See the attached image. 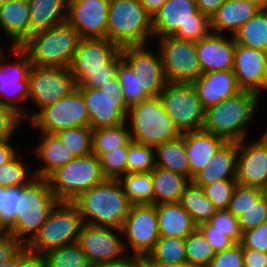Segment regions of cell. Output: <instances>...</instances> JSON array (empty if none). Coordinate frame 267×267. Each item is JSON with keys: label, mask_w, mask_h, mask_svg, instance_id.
I'll list each match as a JSON object with an SVG mask.
<instances>
[{"label": "cell", "mask_w": 267, "mask_h": 267, "mask_svg": "<svg viewBox=\"0 0 267 267\" xmlns=\"http://www.w3.org/2000/svg\"><path fill=\"white\" fill-rule=\"evenodd\" d=\"M82 225L77 206L73 202L59 201L27 248L43 255L52 249L75 243Z\"/></svg>", "instance_id": "10"}, {"label": "cell", "mask_w": 267, "mask_h": 267, "mask_svg": "<svg viewBox=\"0 0 267 267\" xmlns=\"http://www.w3.org/2000/svg\"><path fill=\"white\" fill-rule=\"evenodd\" d=\"M244 267H267V253L243 248Z\"/></svg>", "instance_id": "57"}, {"label": "cell", "mask_w": 267, "mask_h": 267, "mask_svg": "<svg viewBox=\"0 0 267 267\" xmlns=\"http://www.w3.org/2000/svg\"><path fill=\"white\" fill-rule=\"evenodd\" d=\"M262 189H263V195L267 198V183Z\"/></svg>", "instance_id": "67"}, {"label": "cell", "mask_w": 267, "mask_h": 267, "mask_svg": "<svg viewBox=\"0 0 267 267\" xmlns=\"http://www.w3.org/2000/svg\"><path fill=\"white\" fill-rule=\"evenodd\" d=\"M208 267H244L241 243H235L228 249L216 252Z\"/></svg>", "instance_id": "52"}, {"label": "cell", "mask_w": 267, "mask_h": 267, "mask_svg": "<svg viewBox=\"0 0 267 267\" xmlns=\"http://www.w3.org/2000/svg\"><path fill=\"white\" fill-rule=\"evenodd\" d=\"M229 37L210 32L195 43L202 73L233 69L235 42L232 36Z\"/></svg>", "instance_id": "23"}, {"label": "cell", "mask_w": 267, "mask_h": 267, "mask_svg": "<svg viewBox=\"0 0 267 267\" xmlns=\"http://www.w3.org/2000/svg\"><path fill=\"white\" fill-rule=\"evenodd\" d=\"M58 202L47 178L36 177L29 184L18 186V208L14 223L6 232L27 246Z\"/></svg>", "instance_id": "3"}, {"label": "cell", "mask_w": 267, "mask_h": 267, "mask_svg": "<svg viewBox=\"0 0 267 267\" xmlns=\"http://www.w3.org/2000/svg\"><path fill=\"white\" fill-rule=\"evenodd\" d=\"M6 191V188L0 185V208H2L3 193Z\"/></svg>", "instance_id": "65"}, {"label": "cell", "mask_w": 267, "mask_h": 267, "mask_svg": "<svg viewBox=\"0 0 267 267\" xmlns=\"http://www.w3.org/2000/svg\"><path fill=\"white\" fill-rule=\"evenodd\" d=\"M200 231H219L225 233L234 243H241L242 232L239 220L228 210H218L208 222L198 225Z\"/></svg>", "instance_id": "42"}, {"label": "cell", "mask_w": 267, "mask_h": 267, "mask_svg": "<svg viewBox=\"0 0 267 267\" xmlns=\"http://www.w3.org/2000/svg\"><path fill=\"white\" fill-rule=\"evenodd\" d=\"M153 205L180 202L190 180L182 174L155 167L152 171Z\"/></svg>", "instance_id": "32"}, {"label": "cell", "mask_w": 267, "mask_h": 267, "mask_svg": "<svg viewBox=\"0 0 267 267\" xmlns=\"http://www.w3.org/2000/svg\"><path fill=\"white\" fill-rule=\"evenodd\" d=\"M42 256L44 267H90L77 242L52 249Z\"/></svg>", "instance_id": "39"}, {"label": "cell", "mask_w": 267, "mask_h": 267, "mask_svg": "<svg viewBox=\"0 0 267 267\" xmlns=\"http://www.w3.org/2000/svg\"><path fill=\"white\" fill-rule=\"evenodd\" d=\"M155 206L159 237L186 238L198 228L180 202L162 203Z\"/></svg>", "instance_id": "29"}, {"label": "cell", "mask_w": 267, "mask_h": 267, "mask_svg": "<svg viewBox=\"0 0 267 267\" xmlns=\"http://www.w3.org/2000/svg\"><path fill=\"white\" fill-rule=\"evenodd\" d=\"M156 38L173 36L180 40L199 42L210 32V18L197 10L195 0H166L152 16Z\"/></svg>", "instance_id": "5"}, {"label": "cell", "mask_w": 267, "mask_h": 267, "mask_svg": "<svg viewBox=\"0 0 267 267\" xmlns=\"http://www.w3.org/2000/svg\"><path fill=\"white\" fill-rule=\"evenodd\" d=\"M126 120L129 121L127 124H130L132 141L153 148L176 140L182 135L165 112L160 96H150L130 106Z\"/></svg>", "instance_id": "8"}, {"label": "cell", "mask_w": 267, "mask_h": 267, "mask_svg": "<svg viewBox=\"0 0 267 267\" xmlns=\"http://www.w3.org/2000/svg\"><path fill=\"white\" fill-rule=\"evenodd\" d=\"M180 204L197 224L208 222L217 213L216 206L205 196L203 187L190 181L182 193Z\"/></svg>", "instance_id": "34"}, {"label": "cell", "mask_w": 267, "mask_h": 267, "mask_svg": "<svg viewBox=\"0 0 267 267\" xmlns=\"http://www.w3.org/2000/svg\"><path fill=\"white\" fill-rule=\"evenodd\" d=\"M197 10L207 15L209 18L220 8L227 0H195Z\"/></svg>", "instance_id": "59"}, {"label": "cell", "mask_w": 267, "mask_h": 267, "mask_svg": "<svg viewBox=\"0 0 267 267\" xmlns=\"http://www.w3.org/2000/svg\"><path fill=\"white\" fill-rule=\"evenodd\" d=\"M232 71L241 91L261 96L267 89V52L235 43Z\"/></svg>", "instance_id": "21"}, {"label": "cell", "mask_w": 267, "mask_h": 267, "mask_svg": "<svg viewBox=\"0 0 267 267\" xmlns=\"http://www.w3.org/2000/svg\"><path fill=\"white\" fill-rule=\"evenodd\" d=\"M237 143L236 181L263 188L267 183V147L260 138Z\"/></svg>", "instance_id": "22"}, {"label": "cell", "mask_w": 267, "mask_h": 267, "mask_svg": "<svg viewBox=\"0 0 267 267\" xmlns=\"http://www.w3.org/2000/svg\"><path fill=\"white\" fill-rule=\"evenodd\" d=\"M84 100L92 129L117 126L128 122L130 106L126 103L117 76L97 88L77 87Z\"/></svg>", "instance_id": "11"}, {"label": "cell", "mask_w": 267, "mask_h": 267, "mask_svg": "<svg viewBox=\"0 0 267 267\" xmlns=\"http://www.w3.org/2000/svg\"><path fill=\"white\" fill-rule=\"evenodd\" d=\"M201 232L205 236L207 241L210 243L215 253L228 249L235 244L230 238L225 235V233H221L219 231Z\"/></svg>", "instance_id": "56"}, {"label": "cell", "mask_w": 267, "mask_h": 267, "mask_svg": "<svg viewBox=\"0 0 267 267\" xmlns=\"http://www.w3.org/2000/svg\"><path fill=\"white\" fill-rule=\"evenodd\" d=\"M80 39L78 32L65 22L33 33L21 48L32 66L69 68Z\"/></svg>", "instance_id": "6"}, {"label": "cell", "mask_w": 267, "mask_h": 267, "mask_svg": "<svg viewBox=\"0 0 267 267\" xmlns=\"http://www.w3.org/2000/svg\"><path fill=\"white\" fill-rule=\"evenodd\" d=\"M122 60L120 48L108 38H81L69 70L77 87L99 89L116 76Z\"/></svg>", "instance_id": "1"}, {"label": "cell", "mask_w": 267, "mask_h": 267, "mask_svg": "<svg viewBox=\"0 0 267 267\" xmlns=\"http://www.w3.org/2000/svg\"><path fill=\"white\" fill-rule=\"evenodd\" d=\"M42 133L41 142L35 147L37 158L44 162L43 166L35 169L36 177L47 178L53 171L66 165L75 156L63 145L55 133Z\"/></svg>", "instance_id": "30"}, {"label": "cell", "mask_w": 267, "mask_h": 267, "mask_svg": "<svg viewBox=\"0 0 267 267\" xmlns=\"http://www.w3.org/2000/svg\"><path fill=\"white\" fill-rule=\"evenodd\" d=\"M128 145L103 153L100 157L101 170L106 179H119L127 173Z\"/></svg>", "instance_id": "47"}, {"label": "cell", "mask_w": 267, "mask_h": 267, "mask_svg": "<svg viewBox=\"0 0 267 267\" xmlns=\"http://www.w3.org/2000/svg\"><path fill=\"white\" fill-rule=\"evenodd\" d=\"M192 85L205 110L241 91L232 70L203 73Z\"/></svg>", "instance_id": "24"}, {"label": "cell", "mask_w": 267, "mask_h": 267, "mask_svg": "<svg viewBox=\"0 0 267 267\" xmlns=\"http://www.w3.org/2000/svg\"><path fill=\"white\" fill-rule=\"evenodd\" d=\"M24 245L9 233L0 231V264L12 259Z\"/></svg>", "instance_id": "54"}, {"label": "cell", "mask_w": 267, "mask_h": 267, "mask_svg": "<svg viewBox=\"0 0 267 267\" xmlns=\"http://www.w3.org/2000/svg\"><path fill=\"white\" fill-rule=\"evenodd\" d=\"M155 167V148L133 141L128 144L127 173L151 172Z\"/></svg>", "instance_id": "45"}, {"label": "cell", "mask_w": 267, "mask_h": 267, "mask_svg": "<svg viewBox=\"0 0 267 267\" xmlns=\"http://www.w3.org/2000/svg\"><path fill=\"white\" fill-rule=\"evenodd\" d=\"M248 1L256 3L262 9H264L267 6V0H248Z\"/></svg>", "instance_id": "64"}, {"label": "cell", "mask_w": 267, "mask_h": 267, "mask_svg": "<svg viewBox=\"0 0 267 267\" xmlns=\"http://www.w3.org/2000/svg\"><path fill=\"white\" fill-rule=\"evenodd\" d=\"M185 249V238L159 237L154 248L142 257V262L186 263Z\"/></svg>", "instance_id": "38"}, {"label": "cell", "mask_w": 267, "mask_h": 267, "mask_svg": "<svg viewBox=\"0 0 267 267\" xmlns=\"http://www.w3.org/2000/svg\"><path fill=\"white\" fill-rule=\"evenodd\" d=\"M30 123L45 133L89 126V115L81 91L75 88L54 104L44 107L30 120Z\"/></svg>", "instance_id": "15"}, {"label": "cell", "mask_w": 267, "mask_h": 267, "mask_svg": "<svg viewBox=\"0 0 267 267\" xmlns=\"http://www.w3.org/2000/svg\"><path fill=\"white\" fill-rule=\"evenodd\" d=\"M55 134L75 157L92 153V128L90 126L66 129Z\"/></svg>", "instance_id": "41"}, {"label": "cell", "mask_w": 267, "mask_h": 267, "mask_svg": "<svg viewBox=\"0 0 267 267\" xmlns=\"http://www.w3.org/2000/svg\"><path fill=\"white\" fill-rule=\"evenodd\" d=\"M9 1H12V0H0V5L5 4V3L9 2Z\"/></svg>", "instance_id": "68"}, {"label": "cell", "mask_w": 267, "mask_h": 267, "mask_svg": "<svg viewBox=\"0 0 267 267\" xmlns=\"http://www.w3.org/2000/svg\"><path fill=\"white\" fill-rule=\"evenodd\" d=\"M18 208V186L6 188L0 208V231L6 232L14 223Z\"/></svg>", "instance_id": "49"}, {"label": "cell", "mask_w": 267, "mask_h": 267, "mask_svg": "<svg viewBox=\"0 0 267 267\" xmlns=\"http://www.w3.org/2000/svg\"><path fill=\"white\" fill-rule=\"evenodd\" d=\"M118 181L132 205H153L151 172L126 173Z\"/></svg>", "instance_id": "37"}, {"label": "cell", "mask_w": 267, "mask_h": 267, "mask_svg": "<svg viewBox=\"0 0 267 267\" xmlns=\"http://www.w3.org/2000/svg\"><path fill=\"white\" fill-rule=\"evenodd\" d=\"M261 96L240 91L205 112L203 130L222 138L225 142H240L247 138L246 127L254 119Z\"/></svg>", "instance_id": "4"}, {"label": "cell", "mask_w": 267, "mask_h": 267, "mask_svg": "<svg viewBox=\"0 0 267 267\" xmlns=\"http://www.w3.org/2000/svg\"><path fill=\"white\" fill-rule=\"evenodd\" d=\"M259 138L264 142L267 147V131L265 132V134L263 133Z\"/></svg>", "instance_id": "66"}, {"label": "cell", "mask_w": 267, "mask_h": 267, "mask_svg": "<svg viewBox=\"0 0 267 267\" xmlns=\"http://www.w3.org/2000/svg\"><path fill=\"white\" fill-rule=\"evenodd\" d=\"M85 224L121 229L131 203L118 179H105L74 201Z\"/></svg>", "instance_id": "2"}, {"label": "cell", "mask_w": 267, "mask_h": 267, "mask_svg": "<svg viewBox=\"0 0 267 267\" xmlns=\"http://www.w3.org/2000/svg\"><path fill=\"white\" fill-rule=\"evenodd\" d=\"M148 45L128 46L120 49L123 60L134 71L142 89L149 96H160L167 80L163 71L160 53Z\"/></svg>", "instance_id": "19"}, {"label": "cell", "mask_w": 267, "mask_h": 267, "mask_svg": "<svg viewBox=\"0 0 267 267\" xmlns=\"http://www.w3.org/2000/svg\"><path fill=\"white\" fill-rule=\"evenodd\" d=\"M16 148L10 144V140L0 142V165L9 162L18 152Z\"/></svg>", "instance_id": "60"}, {"label": "cell", "mask_w": 267, "mask_h": 267, "mask_svg": "<svg viewBox=\"0 0 267 267\" xmlns=\"http://www.w3.org/2000/svg\"><path fill=\"white\" fill-rule=\"evenodd\" d=\"M262 10L256 3L248 0H227L210 18L211 32L234 33L249 19Z\"/></svg>", "instance_id": "27"}, {"label": "cell", "mask_w": 267, "mask_h": 267, "mask_svg": "<svg viewBox=\"0 0 267 267\" xmlns=\"http://www.w3.org/2000/svg\"><path fill=\"white\" fill-rule=\"evenodd\" d=\"M155 166L182 174L190 180L188 157L181 137L155 148Z\"/></svg>", "instance_id": "33"}, {"label": "cell", "mask_w": 267, "mask_h": 267, "mask_svg": "<svg viewBox=\"0 0 267 267\" xmlns=\"http://www.w3.org/2000/svg\"><path fill=\"white\" fill-rule=\"evenodd\" d=\"M9 52L16 61L3 63L6 56L3 49H0V105L15 109L25 120L30 113L22 109L23 106L21 107L19 102L29 100L28 75L32 64L21 47L11 46Z\"/></svg>", "instance_id": "13"}, {"label": "cell", "mask_w": 267, "mask_h": 267, "mask_svg": "<svg viewBox=\"0 0 267 267\" xmlns=\"http://www.w3.org/2000/svg\"><path fill=\"white\" fill-rule=\"evenodd\" d=\"M17 266V254L10 260L0 264V267H16Z\"/></svg>", "instance_id": "63"}, {"label": "cell", "mask_w": 267, "mask_h": 267, "mask_svg": "<svg viewBox=\"0 0 267 267\" xmlns=\"http://www.w3.org/2000/svg\"><path fill=\"white\" fill-rule=\"evenodd\" d=\"M131 141L127 122L117 126L92 129V153L98 158L103 153L127 146Z\"/></svg>", "instance_id": "36"}, {"label": "cell", "mask_w": 267, "mask_h": 267, "mask_svg": "<svg viewBox=\"0 0 267 267\" xmlns=\"http://www.w3.org/2000/svg\"><path fill=\"white\" fill-rule=\"evenodd\" d=\"M16 267H44L43 256L30 251L27 246H24L17 253Z\"/></svg>", "instance_id": "55"}, {"label": "cell", "mask_w": 267, "mask_h": 267, "mask_svg": "<svg viewBox=\"0 0 267 267\" xmlns=\"http://www.w3.org/2000/svg\"><path fill=\"white\" fill-rule=\"evenodd\" d=\"M127 256V257H126ZM142 263V257L137 255H125L123 258L95 263L90 265V267H138Z\"/></svg>", "instance_id": "58"}, {"label": "cell", "mask_w": 267, "mask_h": 267, "mask_svg": "<svg viewBox=\"0 0 267 267\" xmlns=\"http://www.w3.org/2000/svg\"><path fill=\"white\" fill-rule=\"evenodd\" d=\"M30 36L67 21L68 0H28Z\"/></svg>", "instance_id": "31"}, {"label": "cell", "mask_w": 267, "mask_h": 267, "mask_svg": "<svg viewBox=\"0 0 267 267\" xmlns=\"http://www.w3.org/2000/svg\"><path fill=\"white\" fill-rule=\"evenodd\" d=\"M147 267H192L187 263L173 264V263H160V262H143Z\"/></svg>", "instance_id": "62"}, {"label": "cell", "mask_w": 267, "mask_h": 267, "mask_svg": "<svg viewBox=\"0 0 267 267\" xmlns=\"http://www.w3.org/2000/svg\"><path fill=\"white\" fill-rule=\"evenodd\" d=\"M22 160L23 158L16 154L9 162L0 165V185L5 188L25 186L36 178L35 172L28 173Z\"/></svg>", "instance_id": "44"}, {"label": "cell", "mask_w": 267, "mask_h": 267, "mask_svg": "<svg viewBox=\"0 0 267 267\" xmlns=\"http://www.w3.org/2000/svg\"><path fill=\"white\" fill-rule=\"evenodd\" d=\"M236 186V180H219L203 186V190L218 210H227Z\"/></svg>", "instance_id": "48"}, {"label": "cell", "mask_w": 267, "mask_h": 267, "mask_svg": "<svg viewBox=\"0 0 267 267\" xmlns=\"http://www.w3.org/2000/svg\"><path fill=\"white\" fill-rule=\"evenodd\" d=\"M166 0H140L146 11L153 16Z\"/></svg>", "instance_id": "61"}, {"label": "cell", "mask_w": 267, "mask_h": 267, "mask_svg": "<svg viewBox=\"0 0 267 267\" xmlns=\"http://www.w3.org/2000/svg\"><path fill=\"white\" fill-rule=\"evenodd\" d=\"M104 177L100 160L93 153L75 157L48 177L49 186L59 201H74L81 193L102 183Z\"/></svg>", "instance_id": "9"}, {"label": "cell", "mask_w": 267, "mask_h": 267, "mask_svg": "<svg viewBox=\"0 0 267 267\" xmlns=\"http://www.w3.org/2000/svg\"><path fill=\"white\" fill-rule=\"evenodd\" d=\"M160 98L181 133L203 129L206 110L191 83L167 82Z\"/></svg>", "instance_id": "12"}, {"label": "cell", "mask_w": 267, "mask_h": 267, "mask_svg": "<svg viewBox=\"0 0 267 267\" xmlns=\"http://www.w3.org/2000/svg\"><path fill=\"white\" fill-rule=\"evenodd\" d=\"M186 263L192 267H208L215 256L210 243L197 228L185 238Z\"/></svg>", "instance_id": "40"}, {"label": "cell", "mask_w": 267, "mask_h": 267, "mask_svg": "<svg viewBox=\"0 0 267 267\" xmlns=\"http://www.w3.org/2000/svg\"><path fill=\"white\" fill-rule=\"evenodd\" d=\"M138 267H147L143 262Z\"/></svg>", "instance_id": "69"}, {"label": "cell", "mask_w": 267, "mask_h": 267, "mask_svg": "<svg viewBox=\"0 0 267 267\" xmlns=\"http://www.w3.org/2000/svg\"><path fill=\"white\" fill-rule=\"evenodd\" d=\"M184 141L190 169V181L210 161L217 149L225 142L222 138L202 130L184 132Z\"/></svg>", "instance_id": "26"}, {"label": "cell", "mask_w": 267, "mask_h": 267, "mask_svg": "<svg viewBox=\"0 0 267 267\" xmlns=\"http://www.w3.org/2000/svg\"><path fill=\"white\" fill-rule=\"evenodd\" d=\"M110 0H68L67 23L83 39L107 38Z\"/></svg>", "instance_id": "20"}, {"label": "cell", "mask_w": 267, "mask_h": 267, "mask_svg": "<svg viewBox=\"0 0 267 267\" xmlns=\"http://www.w3.org/2000/svg\"><path fill=\"white\" fill-rule=\"evenodd\" d=\"M232 37L238 45L267 52V12L262 9L245 22Z\"/></svg>", "instance_id": "35"}, {"label": "cell", "mask_w": 267, "mask_h": 267, "mask_svg": "<svg viewBox=\"0 0 267 267\" xmlns=\"http://www.w3.org/2000/svg\"><path fill=\"white\" fill-rule=\"evenodd\" d=\"M242 248L267 253V221L242 234Z\"/></svg>", "instance_id": "53"}, {"label": "cell", "mask_w": 267, "mask_h": 267, "mask_svg": "<svg viewBox=\"0 0 267 267\" xmlns=\"http://www.w3.org/2000/svg\"><path fill=\"white\" fill-rule=\"evenodd\" d=\"M29 100L38 111L33 112L30 121L41 109L54 104L77 88L69 68L31 66L29 71Z\"/></svg>", "instance_id": "16"}, {"label": "cell", "mask_w": 267, "mask_h": 267, "mask_svg": "<svg viewBox=\"0 0 267 267\" xmlns=\"http://www.w3.org/2000/svg\"><path fill=\"white\" fill-rule=\"evenodd\" d=\"M22 120L15 109L0 105V142L12 139Z\"/></svg>", "instance_id": "51"}, {"label": "cell", "mask_w": 267, "mask_h": 267, "mask_svg": "<svg viewBox=\"0 0 267 267\" xmlns=\"http://www.w3.org/2000/svg\"><path fill=\"white\" fill-rule=\"evenodd\" d=\"M121 231L126 238L123 240L125 250L130 246L133 251L131 254L146 256L159 240L156 206L131 205Z\"/></svg>", "instance_id": "17"}, {"label": "cell", "mask_w": 267, "mask_h": 267, "mask_svg": "<svg viewBox=\"0 0 267 267\" xmlns=\"http://www.w3.org/2000/svg\"><path fill=\"white\" fill-rule=\"evenodd\" d=\"M121 234V229L83 223L77 243L90 265L113 261L127 255Z\"/></svg>", "instance_id": "18"}, {"label": "cell", "mask_w": 267, "mask_h": 267, "mask_svg": "<svg viewBox=\"0 0 267 267\" xmlns=\"http://www.w3.org/2000/svg\"><path fill=\"white\" fill-rule=\"evenodd\" d=\"M153 36V37H152ZM154 38L152 16L140 0H110L107 38L120 49L147 45Z\"/></svg>", "instance_id": "7"}, {"label": "cell", "mask_w": 267, "mask_h": 267, "mask_svg": "<svg viewBox=\"0 0 267 267\" xmlns=\"http://www.w3.org/2000/svg\"><path fill=\"white\" fill-rule=\"evenodd\" d=\"M237 143L224 142L214 153L208 164L192 179L198 186L219 180H236Z\"/></svg>", "instance_id": "25"}, {"label": "cell", "mask_w": 267, "mask_h": 267, "mask_svg": "<svg viewBox=\"0 0 267 267\" xmlns=\"http://www.w3.org/2000/svg\"><path fill=\"white\" fill-rule=\"evenodd\" d=\"M239 227L242 232H247L267 221V198L263 196L257 203L242 214L239 218Z\"/></svg>", "instance_id": "50"}, {"label": "cell", "mask_w": 267, "mask_h": 267, "mask_svg": "<svg viewBox=\"0 0 267 267\" xmlns=\"http://www.w3.org/2000/svg\"><path fill=\"white\" fill-rule=\"evenodd\" d=\"M0 28L11 38L12 47H21L30 37L28 0H12L0 5Z\"/></svg>", "instance_id": "28"}, {"label": "cell", "mask_w": 267, "mask_h": 267, "mask_svg": "<svg viewBox=\"0 0 267 267\" xmlns=\"http://www.w3.org/2000/svg\"><path fill=\"white\" fill-rule=\"evenodd\" d=\"M157 40L167 82L192 84L203 74L194 42L173 36Z\"/></svg>", "instance_id": "14"}, {"label": "cell", "mask_w": 267, "mask_h": 267, "mask_svg": "<svg viewBox=\"0 0 267 267\" xmlns=\"http://www.w3.org/2000/svg\"><path fill=\"white\" fill-rule=\"evenodd\" d=\"M263 189L237 183L227 210L239 218L263 197Z\"/></svg>", "instance_id": "46"}, {"label": "cell", "mask_w": 267, "mask_h": 267, "mask_svg": "<svg viewBox=\"0 0 267 267\" xmlns=\"http://www.w3.org/2000/svg\"><path fill=\"white\" fill-rule=\"evenodd\" d=\"M116 76L121 84V91L129 106L142 102L150 96L142 89L134 71L122 60L116 71Z\"/></svg>", "instance_id": "43"}]
</instances>
